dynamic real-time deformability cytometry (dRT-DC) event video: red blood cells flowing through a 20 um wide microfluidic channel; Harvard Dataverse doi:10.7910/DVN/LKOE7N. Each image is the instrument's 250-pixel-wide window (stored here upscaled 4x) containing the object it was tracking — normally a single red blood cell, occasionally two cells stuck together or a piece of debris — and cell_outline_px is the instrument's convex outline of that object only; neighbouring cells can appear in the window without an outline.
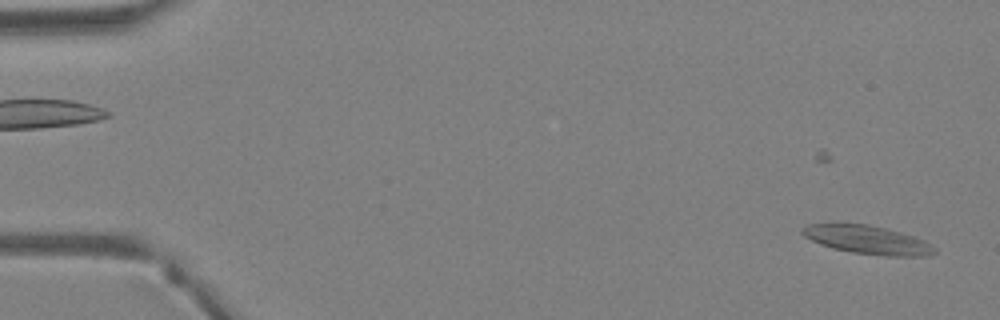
{"species": "Egyptian fruit bat (a non-hibernating species)", "species_latin": "Rousettus aegyptiacus", "temperature_condition": "warm", "stored_images_in_passage": 41, "camera_frame_rate_fps": 3000, "um_per_image_px": 0.085, "animal": {"sex": "female"}, "frame": {"image": 1, "passage_image": 1, "time_ms": 0.0, "image_size_px": [1000, 320], "cell_outline_px": [[936, 252], [928, 256], [884, 256], [852, 252], [832, 248], [820, 244], [804, 236], [800, 232], [800, 228], [808, 224], [868, 224], [900, 232], [924, 240], [936, 248]], "centroid_in_image_um": [73.73, 20.39], "position_along_channel_um": 11.3, "area_um2": 21.79}}
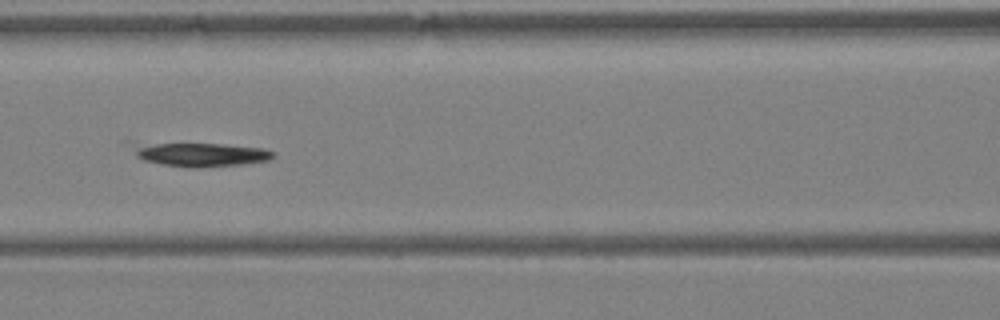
{"frame": {"image": 2, "passage_image": 18, "time_ms": 5.667, "image_size_px": [1000, 320], "cell_outline_px": [[276, 156], [268, 160], [240, 164], [196, 168], [188, 168], [160, 164], [144, 160], [136, 156], [124, 140], [128, 140], [224, 144], [264, 148], [276, 152]], "centroid_in_image_um": [16.79, 13.07], "position_along_channel_um": 149.8, "area_um2": 20.92}}
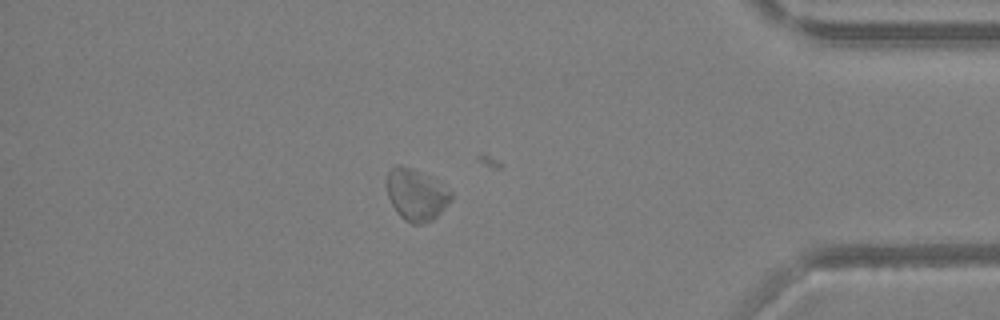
{"frame": {"image": 3, "passage_image": 35, "time_ms": 11.333, "image_size_px": [1000, 320], "cell_outline_px": [[452, 200], [432, 220], [424, 224], [412, 224], [404, 220], [396, 212], [388, 196], [388, 172], [396, 164], [400, 164], [412, 168], [432, 176], [452, 192]], "centroid_in_image_um": [35.4, 16.54], "position_along_channel_um": 399.8, "area_um2": 19.42}}